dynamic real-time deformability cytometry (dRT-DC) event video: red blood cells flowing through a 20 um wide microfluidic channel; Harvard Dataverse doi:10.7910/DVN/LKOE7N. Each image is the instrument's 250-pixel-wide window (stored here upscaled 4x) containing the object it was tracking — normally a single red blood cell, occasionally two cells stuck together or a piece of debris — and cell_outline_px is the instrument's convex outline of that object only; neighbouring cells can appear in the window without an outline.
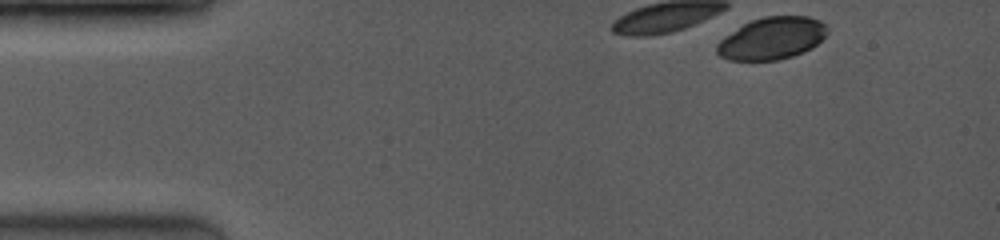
{"species": "common noctule bat (a hibernating species)", "species_latin": "Nyctalus noctula", "temperature_condition": "room temperature", "stored_images_in_passage": 14, "camera_frame_rate_fps": 3500, "um_per_image_px": 0.085, "animal": {"sex": "female", "body_mass_g": 19.0, "forearm_length_mm": 53.3}, "frame": {"image": 1, "passage_image": 1, "time_ms": 0.0, "image_size_px": [1000, 240], "cell_outline_px": [[828, 32], [812, 48], [804, 52], [792, 56], [776, 60], [728, 60], [720, 56], [716, 52], [716, 44], [724, 36], [744, 24], [752, 20], [764, 16], [808, 16], [820, 20], [828, 24]], "centroid_in_image_um": [65.62, 3.25], "position_along_channel_um": 19.4, "area_um2": 27.22}}